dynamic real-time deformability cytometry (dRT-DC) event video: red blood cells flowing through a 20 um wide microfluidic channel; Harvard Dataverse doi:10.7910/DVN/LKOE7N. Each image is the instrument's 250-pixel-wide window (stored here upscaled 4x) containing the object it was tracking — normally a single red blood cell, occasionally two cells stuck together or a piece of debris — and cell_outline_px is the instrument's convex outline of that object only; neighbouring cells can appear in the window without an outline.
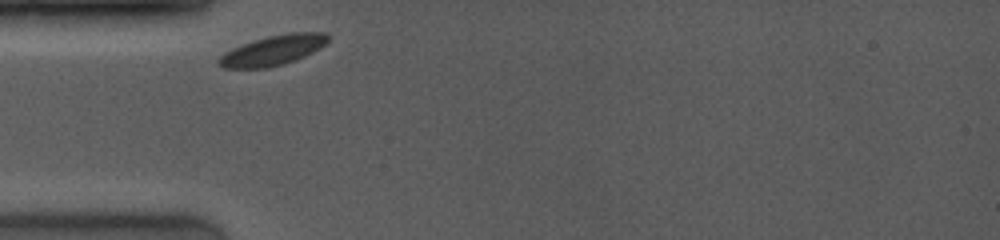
{"species": "common noctule bat (a hibernating species)", "species_latin": "Nyctalus noctula", "temperature_condition": "room temperature", "stored_images_in_passage": 19, "camera_frame_rate_fps": 4000, "um_per_image_px": 0.085, "animal": {"sex": "female", "body_mass_g": 19.0, "forearm_length_mm": 53.3}, "frame": {"image": 1, "passage_image": 1, "time_ms": 0.0, "image_size_px": [1000, 240], "cell_outline_px": [[332, 36], [320, 48], [296, 60], [284, 64], [268, 68], [224, 68], [216, 64], [216, 60], [220, 56], [232, 48], [268, 36], [292, 32], [324, 32]], "centroid_in_image_um": [23.21, 4.28], "position_along_channel_um": 61.8, "area_um2": 19.07}}
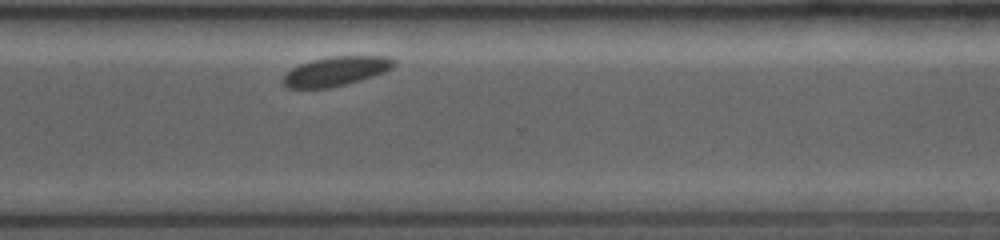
{"frame": {"image": 2, "passage_image": 15, "time_ms": 7.5, "image_size_px": [1000, 240], "cell_outline_px": [[396, 64], [392, 68], [384, 72], [360, 80], [328, 88], [288, 88], [284, 84], [284, 76], [292, 68], [300, 64], [312, 60], [332, 56], [388, 56], [396, 60]], "centroid_in_image_um": [28.59, 6.04], "position_along_channel_um": 342.0, "area_um2": 18.73}}
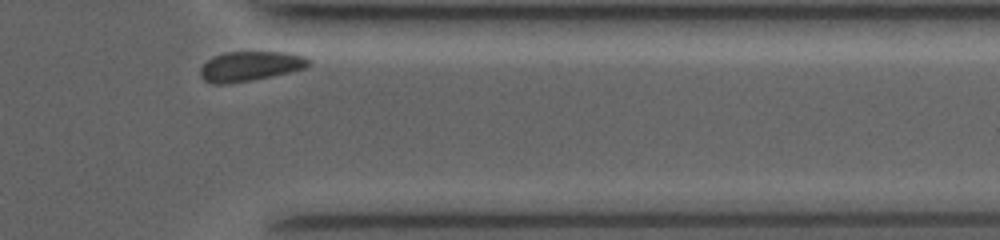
{"frame": {"image": 3, "passage_image": 18, "time_ms": 8.75, "image_size_px": [1000, 240], "cell_outline_px": [[312, 60], [304, 68], [272, 76], [224, 84], [212, 84], [204, 80], [200, 76], [200, 68], [208, 60], [224, 52], [288, 52], [304, 56]], "centroid_in_image_um": [21.25, 5.62], "position_along_channel_um": 390.1, "area_um2": 18.55}}